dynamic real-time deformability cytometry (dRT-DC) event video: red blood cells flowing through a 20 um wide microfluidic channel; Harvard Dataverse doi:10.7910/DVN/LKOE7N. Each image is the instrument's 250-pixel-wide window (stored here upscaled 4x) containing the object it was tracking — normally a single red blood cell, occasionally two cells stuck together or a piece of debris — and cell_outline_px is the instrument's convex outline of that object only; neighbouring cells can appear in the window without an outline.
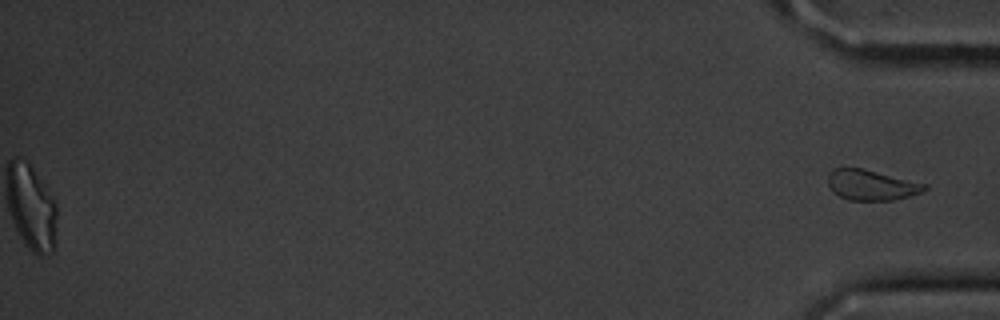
{"species": "common noctule bat (a hibernating species)", "species_latin": "Nyctalus noctula", "temperature_condition": "cold", "stored_images_in_passage": 55, "segment_of_instrument_passage": [2, 2], "camera_frame_rate_fps": 3000, "um_per_image_px": 0.085, "animal": {"sex": "male", "body_mass_g": 20.1, "forearm_length_mm": 53.5}, "frame": {"image": 1, "passage_image": 55, "time_ms": 18.0, "image_size_px": [1000, 320], "cell_outline_px": [[928, 188], [920, 192], [896, 200], [848, 200], [832, 192], [828, 184], [828, 172], [836, 168], [864, 168], [928, 184]], "centroid_in_image_um": [74.06, 15.72], "position_along_channel_um": 361.1, "area_um2": 17.22}}